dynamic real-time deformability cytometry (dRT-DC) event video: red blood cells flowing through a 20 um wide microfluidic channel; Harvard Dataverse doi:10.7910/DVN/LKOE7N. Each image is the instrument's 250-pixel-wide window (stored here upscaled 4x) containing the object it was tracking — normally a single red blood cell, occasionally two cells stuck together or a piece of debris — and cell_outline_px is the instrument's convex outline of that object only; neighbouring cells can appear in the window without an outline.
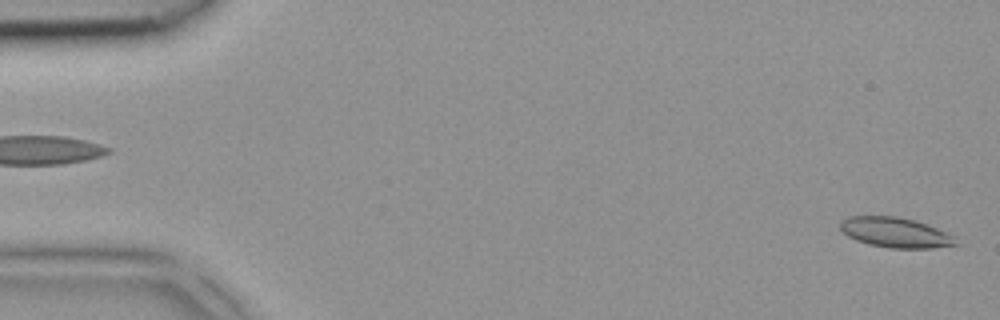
{"species": "common noctule bat (a hibernating species)", "species_latin": "Nyctalus noctula", "temperature_condition": "room temperature", "stored_images_in_passage": 4, "camera_frame_rate_fps": 3000, "um_per_image_px": 0.085, "animal": {"sex": "female", "body_mass_g": 18.4}, "frame": {"image": 1, "passage_image": 4, "time_ms": 1.0, "image_size_px": [1000, 320], "cell_outline_px": [[960, 244], [928, 248], [892, 248], [868, 244], [856, 240], [848, 236], [840, 228], [840, 220], [848, 216], [896, 216], [916, 220], [956, 236]], "centroid_in_image_um": [76.12, 19.75], "position_along_channel_um": 8.9, "area_um2": 20.35}}